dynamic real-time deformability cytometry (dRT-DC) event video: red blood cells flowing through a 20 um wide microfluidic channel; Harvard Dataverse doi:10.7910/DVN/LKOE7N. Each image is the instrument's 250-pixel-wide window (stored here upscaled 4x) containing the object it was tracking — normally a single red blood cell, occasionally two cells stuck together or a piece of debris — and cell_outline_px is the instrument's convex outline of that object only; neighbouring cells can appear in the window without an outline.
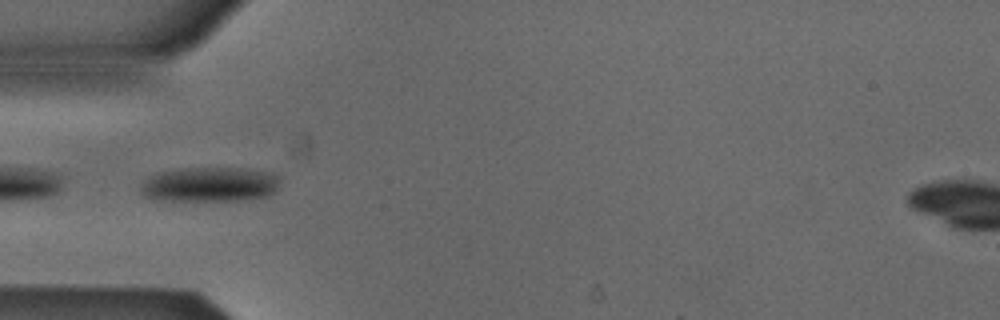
{"species": "Egyptian fruit bat (a non-hibernating species)", "species_latin": "Rousettus aegyptiacus", "temperature_condition": "cold", "stored_images_in_passage": 52, "camera_frame_rate_fps": 3000, "um_per_image_px": 0.085, "animal": {"sex": "male"}, "frame": {"image": 1, "passage_image": 16, "time_ms": 5.0, "image_size_px": [1000, 320], "cell_outline_px": [[280, 188], [276, 192], [268, 196], [236, 200], [152, 200], [144, 196], [140, 192], [140, 184], [148, 176], [156, 172], [184, 168], [240, 168], [272, 172], [280, 176]], "centroid_in_image_um": [17.83, 15.67], "position_along_channel_um": 67.2, "area_um2": 28.73}}
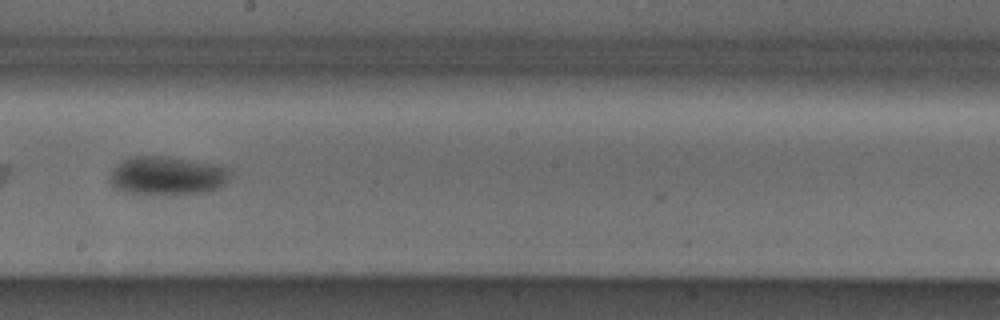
{"frame": {"image": 2, "passage_image": 29, "time_ms": 9.333, "image_size_px": [1000, 320], "cell_outline_px": [[228, 176], [224, 184], [220, 188], [204, 192], [124, 192], [108, 184], [108, 180], [112, 172], [124, 160], [136, 156], [160, 156], [208, 164], [224, 168], [228, 172]], "centroid_in_image_um": [14.14, 14.93], "position_along_channel_um": 234.1, "area_um2": 25.43}}
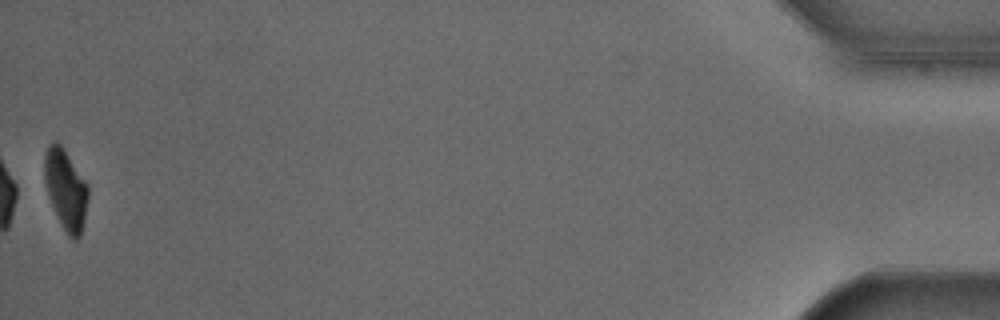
{"frame": {"image": 3, "passage_image": 52, "time_ms": 17.0, "image_size_px": [1000, 320], "cell_outline_px": [[88, 200], [84, 220], [80, 236], [76, 240], [72, 240], [68, 236], [60, 224], [52, 204], [44, 180], [44, 156], [48, 144], [56, 140], [64, 148], [88, 184]], "centroid_in_image_um": [5.59, 16.09], "position_along_channel_um": 429.6, "area_um2": 20.46}, "authors_computed_cell_mechanics": {"area_um2": 27.744, "velocity_mm_per_s": 3.861, "shape_relaxation_time_tau1_ms": 2.3902, "shape_relaxation_time_tau2_ms": null, "deformation_change_tau1": 0.0977, "deformation_change_tau2": null}}